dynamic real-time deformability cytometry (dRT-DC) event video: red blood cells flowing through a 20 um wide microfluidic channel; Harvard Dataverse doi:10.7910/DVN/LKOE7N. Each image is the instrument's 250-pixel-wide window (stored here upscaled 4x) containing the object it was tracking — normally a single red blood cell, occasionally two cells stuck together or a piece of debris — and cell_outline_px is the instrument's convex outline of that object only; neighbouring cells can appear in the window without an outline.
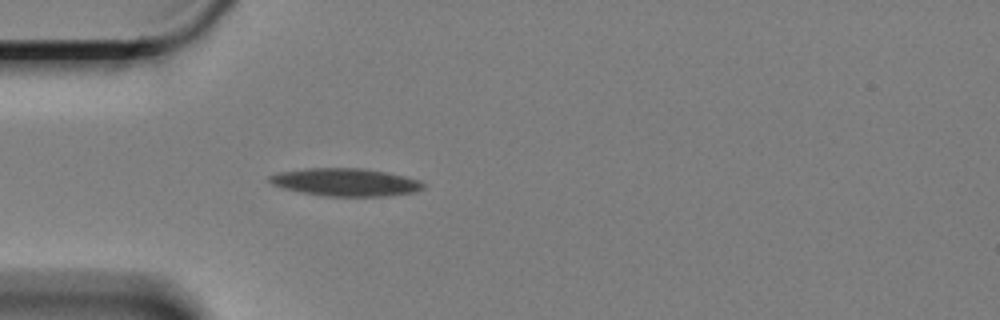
{"species": "Egyptian fruit bat (a non-hibernating species)", "species_latin": "Rousettus aegyptiacus", "temperature_condition": "cold", "stored_images_in_passage": 43, "camera_frame_rate_fps": 3000, "um_per_image_px": 0.085, "animal": {"sex": "female"}, "frame": {"image": 1, "passage_image": 1, "time_ms": 0.0, "image_size_px": [1000, 320], "cell_outline_px": [[424, 188], [416, 192], [388, 196], [328, 196], [304, 192], [284, 188], [272, 184], [268, 180], [268, 176], [276, 172], [308, 168], [364, 168], [388, 172], [420, 180], [424, 184]], "centroid_in_image_um": [29.4, 15.47], "position_along_channel_um": 55.6, "area_um2": 24.91}}
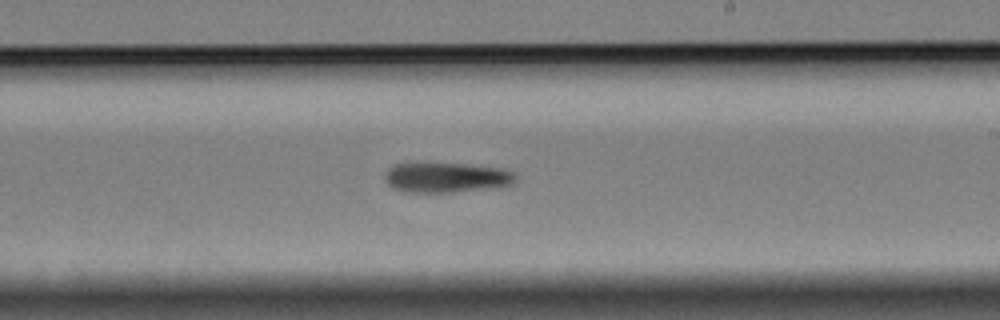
{"frame": {"image": 2, "passage_image": 19, "time_ms": 6.0, "image_size_px": [1000, 320], "cell_outline_px": [[516, 184], [504, 188], [452, 192], [404, 192], [392, 188], [388, 184], [384, 176], [388, 168], [396, 164], [464, 164], [500, 168], [512, 172], [516, 176]], "centroid_in_image_um": [38.02, 15.12], "position_along_channel_um": 251.0, "area_um2": 23.06}}
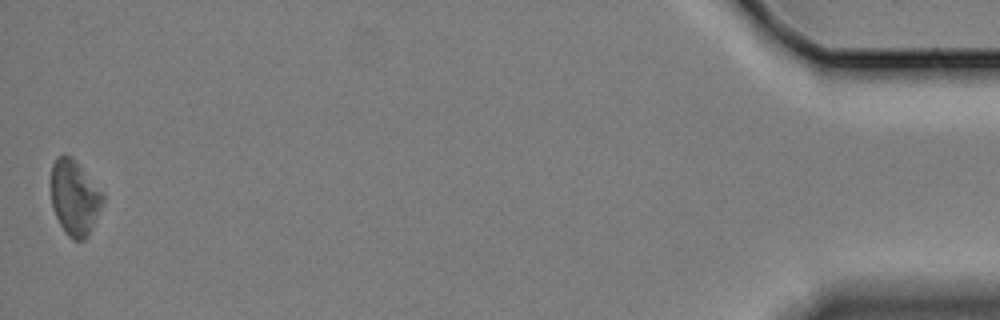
{"frame": {"image": 3, "passage_image": 43, "time_ms": 14.0, "image_size_px": [1000, 320], "cell_outline_px": [[104, 200], [88, 236], [84, 240], [72, 240], [64, 232], [52, 208], [52, 164], [56, 156], [64, 152], [72, 156], [104, 192]], "centroid_in_image_um": [6.35, 16.76], "position_along_channel_um": 428.9, "area_um2": 22.95}, "authors_computed_cell_mechanics": {"area_um2": 23.2356, "velocity_mm_per_s": 3.3438, "shape_relaxation_time_tau1_ms": 9.1203, "shape_relaxation_time_tau2_ms": null, "deformation_change_tau1": 0.1167, "deformation_change_tau2": null}}